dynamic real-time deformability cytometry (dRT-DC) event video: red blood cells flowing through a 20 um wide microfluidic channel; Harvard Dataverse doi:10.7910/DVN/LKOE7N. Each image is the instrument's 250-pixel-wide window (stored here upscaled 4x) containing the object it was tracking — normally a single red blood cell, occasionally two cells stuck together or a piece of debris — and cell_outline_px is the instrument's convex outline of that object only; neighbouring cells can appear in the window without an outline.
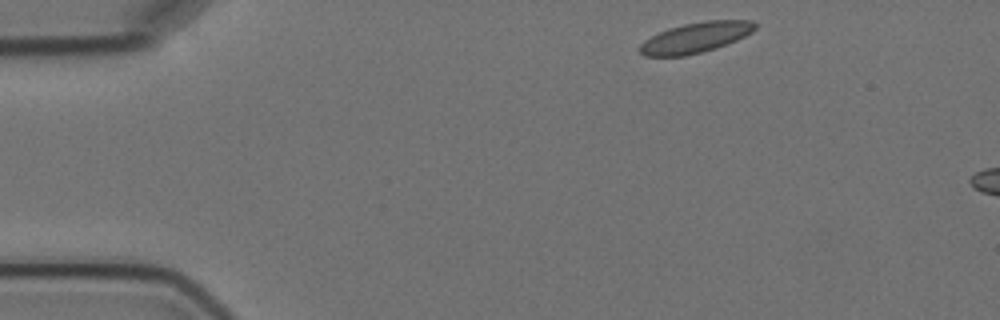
{"species": "Egyptian fruit bat (a non-hibernating species)", "species_latin": "Rousettus aegyptiacus", "temperature_condition": "cold", "stored_images_in_passage": 3, "camera_frame_rate_fps": 3000, "um_per_image_px": 0.085, "animal": {"sex": "female"}, "frame": {"image": 1, "passage_image": 1, "time_ms": 0.0, "image_size_px": [1000, 320], "cell_outline_px": [[756, 28], [752, 32], [736, 40], [716, 48], [684, 56], [644, 56], [640, 52], [640, 44], [644, 40], [668, 28], [684, 24], [708, 20], [752, 20], [756, 24]], "centroid_in_image_um": [59.13, 3.19], "position_along_channel_um": 25.9, "area_um2": 20.23}}